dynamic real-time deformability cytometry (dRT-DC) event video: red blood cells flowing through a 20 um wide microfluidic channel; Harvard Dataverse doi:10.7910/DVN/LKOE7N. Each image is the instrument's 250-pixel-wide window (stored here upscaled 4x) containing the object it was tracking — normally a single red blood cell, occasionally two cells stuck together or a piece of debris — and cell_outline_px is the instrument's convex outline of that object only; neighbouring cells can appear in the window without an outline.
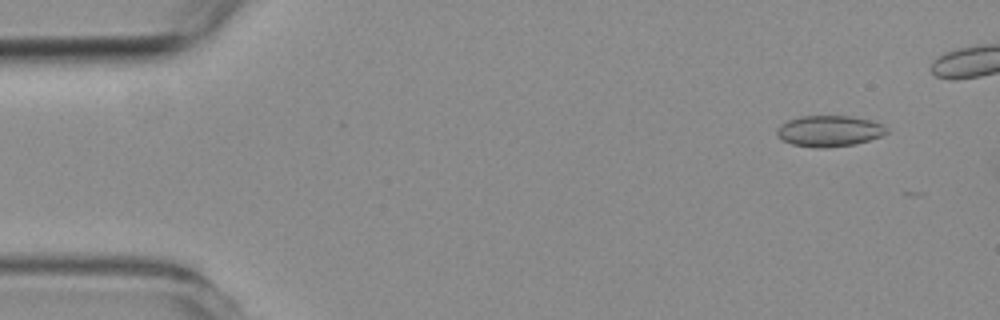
{"species": "common noctule bat (a hibernating species)", "species_latin": "Nyctalus noctula", "temperature_condition": "room temperature", "stored_images_in_passage": 7, "camera_frame_rate_fps": 3000, "um_per_image_px": 0.085, "animal": {"sex": "female", "body_mass_g": 19.3, "forearm_length_mm": 54.1}, "frame": {"image": 1, "passage_image": 4, "time_ms": 1.0, "image_size_px": [1000, 320], "cell_outline_px": [[888, 132], [884, 136], [856, 144], [824, 148], [820, 148], [792, 144], [776, 136], [776, 128], [780, 124], [788, 120], [800, 116], [848, 116], [872, 120], [888, 128]], "centroid_in_image_um": [70.5, 11.14], "position_along_channel_um": 14.5, "area_um2": 20.0}}